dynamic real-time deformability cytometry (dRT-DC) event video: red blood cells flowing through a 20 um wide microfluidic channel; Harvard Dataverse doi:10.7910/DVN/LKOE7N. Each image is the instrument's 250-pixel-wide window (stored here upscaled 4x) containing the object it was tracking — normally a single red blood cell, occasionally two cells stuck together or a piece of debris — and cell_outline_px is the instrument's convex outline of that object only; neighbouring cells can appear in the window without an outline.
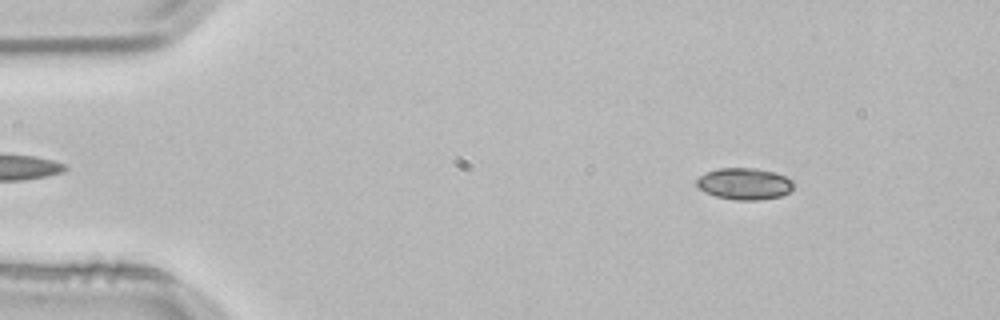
{"species": "common noctule bat (a hibernating species)", "species_latin": "Nyctalus noctula", "temperature_condition": "room temperature", "stored_images_in_passage": 3, "camera_frame_rate_fps": 3000, "um_per_image_px": 0.085, "animal": {"sex": "male", "body_mass_g": 21.5, "forearm_length_mm": 52.0}, "frame": {"image": 1, "passage_image": 3, "time_ms": 0.667, "image_size_px": [1000, 320], "cell_outline_px": [[792, 188], [788, 192], [780, 196], [760, 200], [736, 200], [716, 196], [704, 192], [696, 184], [696, 180], [700, 176], [708, 172], [720, 168], [752, 168], [776, 172], [792, 180]], "centroid_in_image_um": [63.27, 15.62], "position_along_channel_um": 21.7, "area_um2": 17.69}}